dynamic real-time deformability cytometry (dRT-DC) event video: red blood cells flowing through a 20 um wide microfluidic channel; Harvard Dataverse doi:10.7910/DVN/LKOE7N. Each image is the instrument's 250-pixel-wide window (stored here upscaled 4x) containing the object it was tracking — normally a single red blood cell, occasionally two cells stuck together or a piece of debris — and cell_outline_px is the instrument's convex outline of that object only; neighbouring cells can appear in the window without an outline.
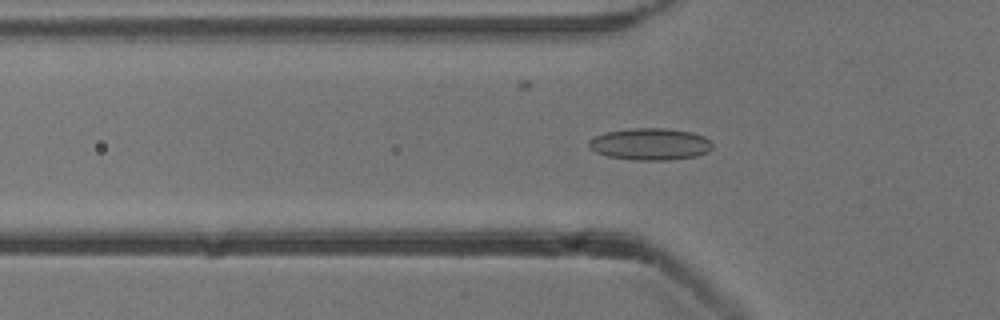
{"species": "common noctule bat (a hibernating species)", "species_latin": "Nyctalus noctula", "temperature_condition": "cold", "stored_images_in_passage": 48, "camera_frame_rate_fps": 3000, "um_per_image_px": 0.085, "animal": {"sex": "male", "body_mass_g": 13.3}, "frame": {"image": 1, "passage_image": 17, "time_ms": 5.333, "image_size_px": [1000, 320], "cell_outline_px": [[712, 148], [708, 152], [696, 156], [668, 160], [636, 160], [608, 156], [596, 152], [588, 144], [588, 140], [604, 132], [632, 128], [664, 128], [692, 132], [704, 136], [712, 144]], "centroid_in_image_um": [55.27, 12.24], "position_along_channel_um": 70.5, "area_um2": 22.89}}
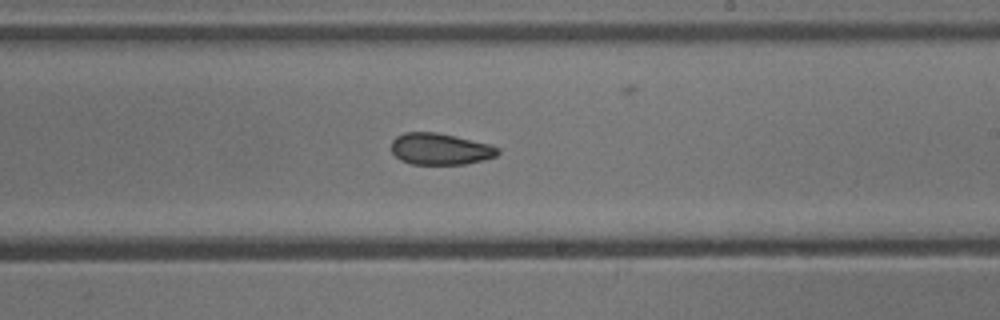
{"frame": {"image": 2, "passage_image": 31, "time_ms": 10.0, "image_size_px": [1000, 320], "cell_outline_px": [[500, 152], [496, 156], [484, 160], [464, 164], [412, 164], [400, 160], [392, 152], [392, 140], [396, 136], [404, 132], [436, 132], [456, 136], [488, 144], [500, 148]], "centroid_in_image_um": [37.41, 12.66], "position_along_channel_um": 251.6, "area_um2": 19.59}}
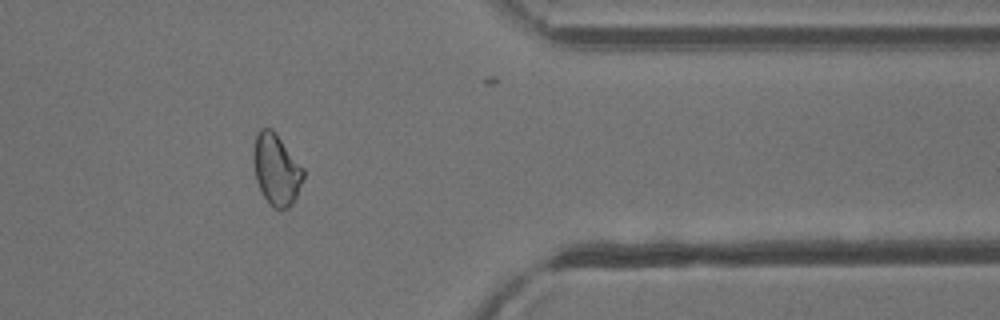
{"frame": {"image": 3, "passage_image": 43, "time_ms": 14.0, "image_size_px": [1000, 320], "cell_outline_px": [[304, 176], [296, 196], [292, 204], [288, 208], [276, 208], [264, 196], [256, 180], [252, 156], [252, 152], [256, 136], [260, 128], [272, 128], [304, 168]], "centroid_in_image_um": [23.48, 14.37], "position_along_channel_um": 387.9, "area_um2": 20.46}, "authors_computed_cell_mechanics": {"area_um2": 20.6635, "velocity_mm_per_s": 3.8582, "shape_relaxation_time_tau1_ms": null, "shape_relaxation_time_tau2_ms": 2.9118, "deformation_change_tau1": null, "deformation_change_tau2": 0.081}}